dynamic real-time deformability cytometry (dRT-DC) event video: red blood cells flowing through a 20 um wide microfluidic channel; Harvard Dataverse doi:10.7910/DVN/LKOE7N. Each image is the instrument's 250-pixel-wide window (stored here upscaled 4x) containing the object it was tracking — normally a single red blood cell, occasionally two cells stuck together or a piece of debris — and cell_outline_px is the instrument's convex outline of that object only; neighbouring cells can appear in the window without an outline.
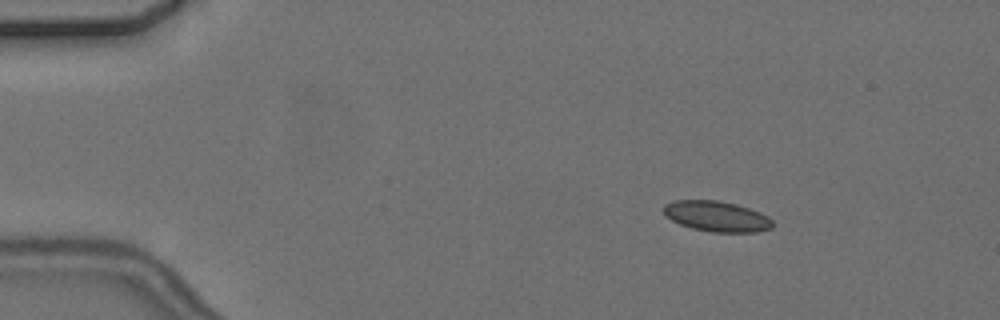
{"species": "common noctule bat (a hibernating species)", "species_latin": "Nyctalus noctula", "temperature_condition": "cold", "stored_images_in_passage": 7, "camera_frame_rate_fps": 3000, "um_per_image_px": 0.085, "animal": {"sex": "female", "body_mass_g": 24.6, "forearm_length_mm": 56.2}, "frame": {"image": 1, "passage_image": 3, "time_ms": 2.333, "image_size_px": [1000, 320], "cell_outline_px": [[772, 228], [756, 232], [712, 232], [692, 228], [680, 224], [664, 216], [664, 204], [672, 200], [716, 200], [736, 204], [760, 212], [768, 216], [772, 220]], "centroid_in_image_um": [60.9, 18.38], "position_along_channel_um": 24.1, "area_um2": 19.42}}
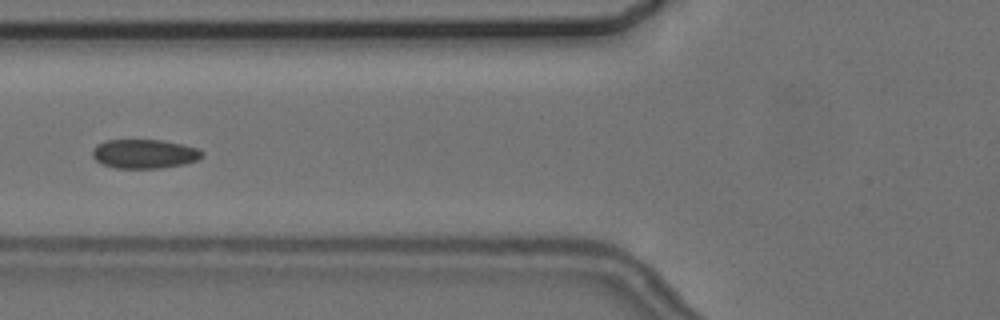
{"frame": {"image": 2, "passage_image": 6, "time_ms": 7.0, "image_size_px": [1000, 320], "cell_outline_px": [[204, 156], [196, 160], [184, 164], [160, 168], [116, 168], [104, 164], [96, 160], [92, 156], [92, 148], [96, 144], [104, 140], [160, 140], [180, 144], [196, 148], [204, 152]], "centroid_in_image_um": [12.24, 13.07], "position_along_channel_um": 113.6, "area_um2": 18.55}}
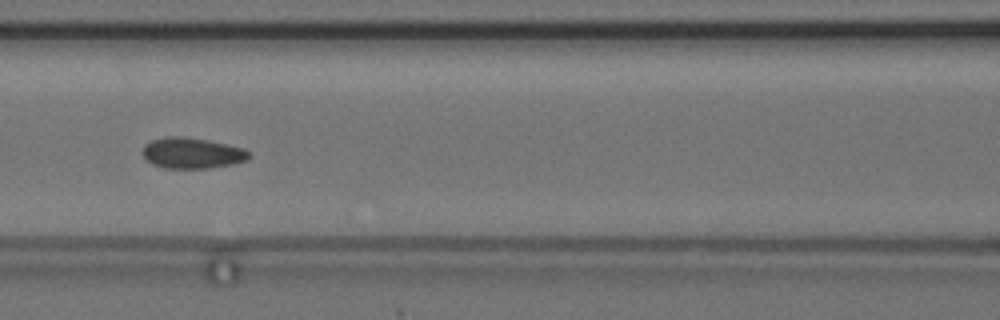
{"frame": {"image": 3, "passage_image": 7, "time_ms": 8.0, "image_size_px": [1000, 320], "cell_outline_px": [[252, 156], [248, 160], [232, 164], [208, 168], [164, 168], [152, 164], [144, 160], [144, 144], [152, 140], [168, 136], [184, 136], [208, 140], [228, 144], [244, 148], [252, 152]], "centroid_in_image_um": [16.36, 13.01], "position_along_channel_um": 150.2, "area_um2": 19.36}}